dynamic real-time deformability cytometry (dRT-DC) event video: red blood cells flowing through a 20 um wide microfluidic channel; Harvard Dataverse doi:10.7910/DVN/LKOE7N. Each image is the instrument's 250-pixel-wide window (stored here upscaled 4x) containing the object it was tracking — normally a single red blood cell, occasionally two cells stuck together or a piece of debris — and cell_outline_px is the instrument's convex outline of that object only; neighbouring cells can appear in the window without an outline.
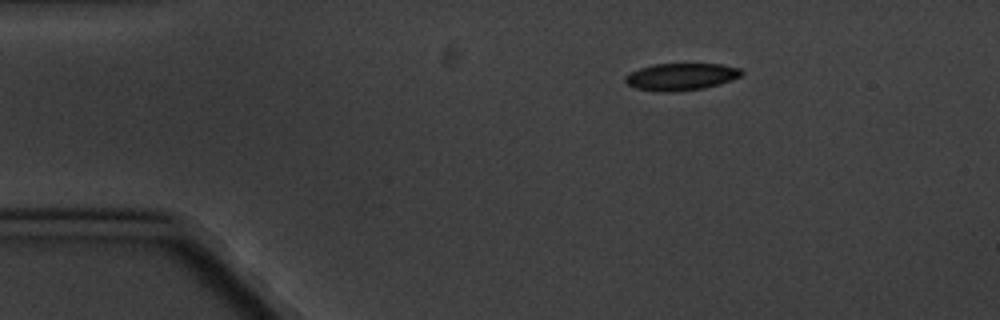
{"species": "common noctule bat (a hibernating species)", "species_latin": "Nyctalus noctula", "temperature_condition": "cold", "stored_images_in_passage": 3, "camera_frame_rate_fps": 3000, "um_per_image_px": 0.085, "animal": {"sex": "male", "body_mass_g": 20.1, "forearm_length_mm": 53.5}, "frame": {"image": 1, "passage_image": 1, "time_ms": 0.0, "image_size_px": [1000, 320], "cell_outline_px": [[744, 72], [740, 76], [732, 80], [720, 84], [704, 88], [668, 92], [656, 92], [636, 88], [628, 84], [624, 80], [624, 76], [640, 68], [652, 64], [720, 64], [740, 68]], "centroid_in_image_um": [57.89, 6.52], "position_along_channel_um": 27.1, "area_um2": 18.38}}